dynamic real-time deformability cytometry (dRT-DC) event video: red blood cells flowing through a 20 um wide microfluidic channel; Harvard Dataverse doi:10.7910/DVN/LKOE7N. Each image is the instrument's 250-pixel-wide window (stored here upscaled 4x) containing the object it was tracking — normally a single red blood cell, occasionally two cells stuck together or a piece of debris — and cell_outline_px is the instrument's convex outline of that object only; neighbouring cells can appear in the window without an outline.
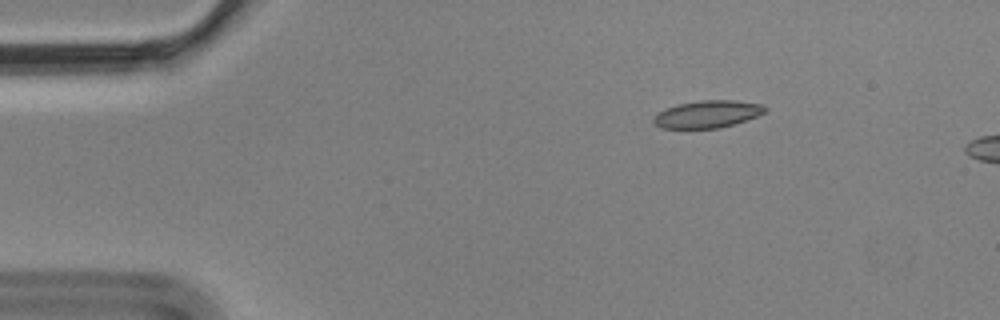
{"species": "Egyptian fruit bat (a non-hibernating species)", "species_latin": "Rousettus aegyptiacus", "temperature_condition": "cold", "stored_images_in_passage": 4, "camera_frame_rate_fps": 3000, "um_per_image_px": 0.085, "animal": {"sex": "male"}, "frame": {"image": 1, "passage_image": 4, "time_ms": 1.0, "image_size_px": [1000, 320], "cell_outline_px": [[768, 108], [764, 112], [756, 116], [720, 128], [660, 128], [652, 120], [652, 116], [664, 108], [676, 104], [700, 100], [736, 100], [764, 104]], "centroid_in_image_um": [60.1, 9.68], "position_along_channel_um": 24.9, "area_um2": 17.86}}